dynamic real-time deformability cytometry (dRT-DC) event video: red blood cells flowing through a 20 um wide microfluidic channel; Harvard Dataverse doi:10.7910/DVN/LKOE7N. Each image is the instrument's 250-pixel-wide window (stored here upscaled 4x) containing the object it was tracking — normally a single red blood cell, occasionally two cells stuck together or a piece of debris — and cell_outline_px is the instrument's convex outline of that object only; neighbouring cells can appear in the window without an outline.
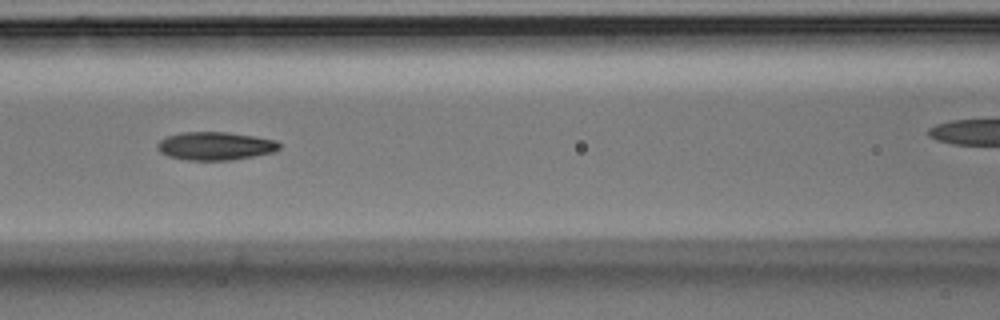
{"species": "Egyptian fruit bat (a non-hibernating species)", "species_latin": "Rousettus aegyptiacus", "temperature_condition": "room temperature", "stored_images_in_passage": 30, "camera_frame_rate_fps": 3000, "um_per_image_px": 0.085, "animal": {"sex": "male"}, "frame": {"image": 1, "passage_image": 9, "time_ms": 2.667, "image_size_px": [1000, 320], "cell_outline_px": [[280, 148], [272, 152], [232, 160], [188, 160], [168, 156], [160, 152], [156, 148], [156, 144], [160, 140], [168, 136], [180, 132], [228, 132], [256, 136], [276, 140], [280, 144]], "centroid_in_image_um": [18.28, 12.4], "position_along_channel_um": 148.3, "area_um2": 20.06}}
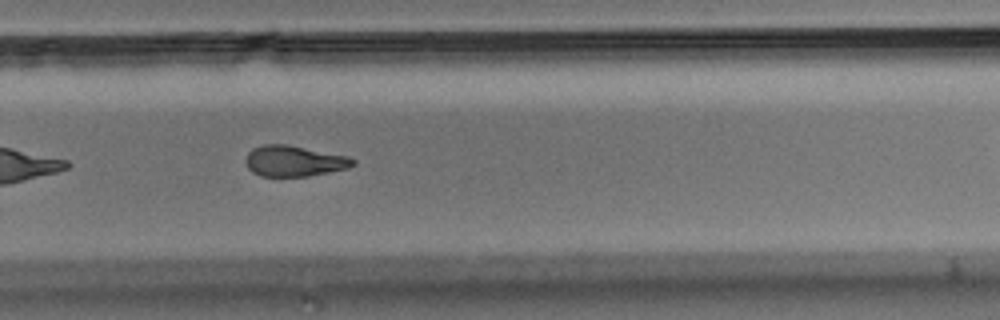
{"frame": {"image": 2, "passage_image": 22, "time_ms": 7.0, "image_size_px": [1000, 320], "cell_outline_px": [[356, 164], [348, 168], [308, 176], [260, 176], [252, 172], [248, 168], [244, 160], [248, 152], [252, 148], [264, 144], [284, 144], [348, 156], [356, 160]], "centroid_in_image_um": [24.98, 13.69], "position_along_channel_um": 304.8, "area_um2": 19.25}}
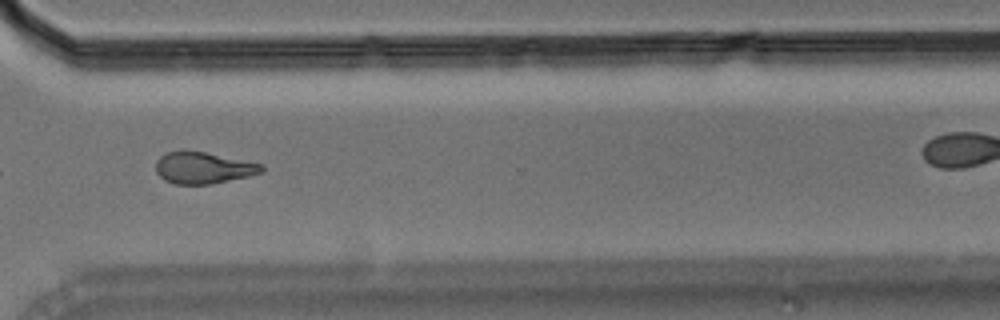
{"frame": {"image": 3, "passage_image": 26, "time_ms": 8.333, "image_size_px": [1000, 320], "cell_outline_px": [[264, 172], [248, 176], [212, 184], [176, 184], [164, 180], [156, 172], [156, 160], [164, 152], [184, 148], [264, 164]], "centroid_in_image_um": [17.24, 14.24], "position_along_channel_um": 353.4, "area_um2": 19.88}}